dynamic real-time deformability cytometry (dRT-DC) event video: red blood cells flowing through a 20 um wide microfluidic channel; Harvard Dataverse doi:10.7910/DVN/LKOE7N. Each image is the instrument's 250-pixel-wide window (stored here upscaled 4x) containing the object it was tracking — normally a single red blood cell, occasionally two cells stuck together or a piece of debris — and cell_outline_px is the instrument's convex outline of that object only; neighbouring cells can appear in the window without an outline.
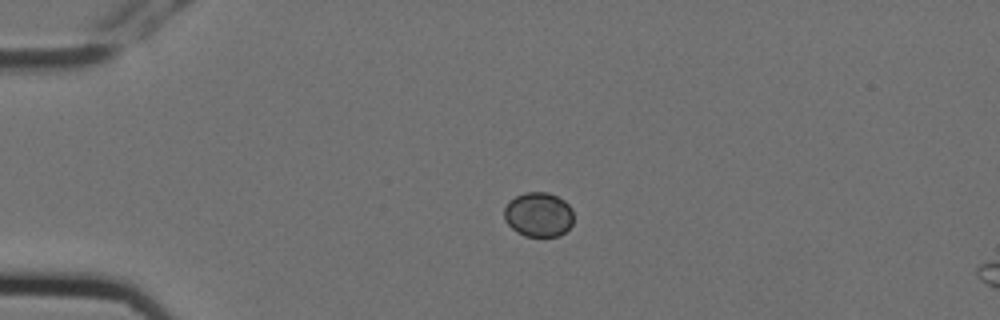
{"species": "Egyptian fruit bat (a non-hibernating species)", "species_latin": "Rousettus aegyptiacus", "temperature_condition": "cold", "stored_images_in_passage": 3, "camera_frame_rate_fps": 3000, "um_per_image_px": 0.085, "animal": {"sex": "female"}, "frame": {"image": 1, "passage_image": 1, "time_ms": 0.0, "image_size_px": [1000, 320], "cell_outline_px": [[572, 224], [560, 236], [524, 236], [516, 232], [504, 220], [504, 208], [516, 196], [524, 192], [548, 192], [564, 200], [572, 208]], "centroid_in_image_um": [45.77, 18.24], "position_along_channel_um": 39.2, "area_um2": 17.98}}